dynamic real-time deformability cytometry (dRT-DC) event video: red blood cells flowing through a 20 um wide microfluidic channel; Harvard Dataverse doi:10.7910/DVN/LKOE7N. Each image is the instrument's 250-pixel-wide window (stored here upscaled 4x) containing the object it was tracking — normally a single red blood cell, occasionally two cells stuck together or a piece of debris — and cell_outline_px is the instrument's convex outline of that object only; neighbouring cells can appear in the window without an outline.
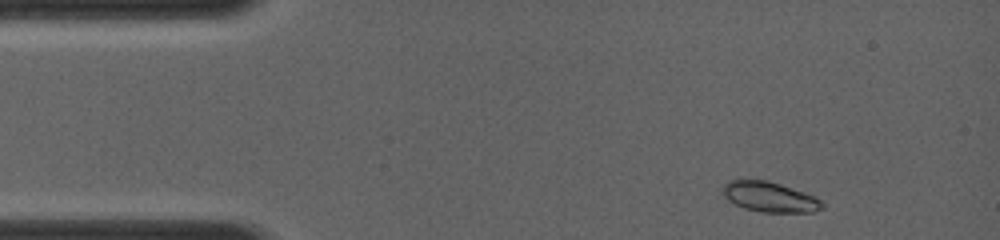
{"species": "common noctule bat (a hibernating species)", "species_latin": "Nyctalus noctula", "temperature_condition": "room temperature", "stored_images_in_passage": 25, "camera_frame_rate_fps": 4000, "um_per_image_px": 0.085, "animal": {"sex": "female", "body_mass_g": 19.0, "forearm_length_mm": 56.7}, "frame": {"image": 1, "passage_image": 1, "time_ms": 0.0, "image_size_px": [1000, 240], "cell_outline_px": [[824, 208], [812, 212], [760, 212], [744, 208], [728, 200], [724, 196], [720, 188], [728, 180], [768, 180], [816, 196], [824, 204]], "centroid_in_image_um": [65.41, 16.74], "position_along_channel_um": 19.6, "area_um2": 17.57}}
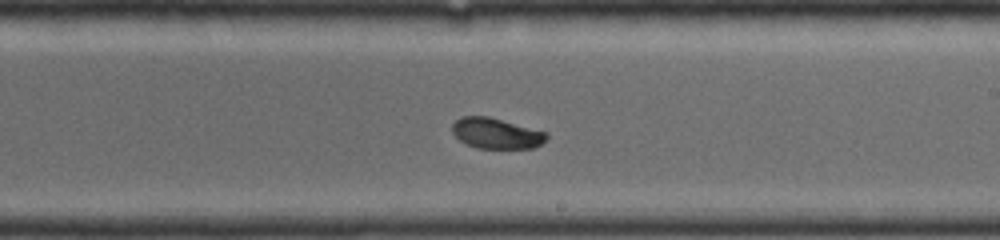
{"frame": {"image": 2, "passage_image": 16, "time_ms": 6.5, "image_size_px": [1000, 240], "cell_outline_px": [[548, 136], [540, 144], [532, 148], [476, 148], [464, 144], [452, 132], [452, 124], [460, 116], [488, 116], [548, 132]], "centroid_in_image_um": [42.15, 11.33], "position_along_channel_um": 246.8, "area_um2": 16.88}}
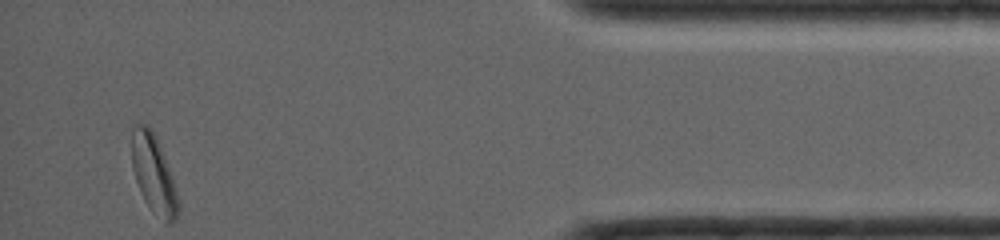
{"frame": {"image": 3, "passage_image": 25, "time_ms": 11.25, "image_size_px": [1000, 240], "cell_outline_px": [[180, 212], [176, 220], [168, 224], [164, 224], [152, 212], [144, 200], [140, 192], [132, 168], [132, 128], [136, 124], [148, 124], [156, 136], [172, 176], [180, 204]], "centroid_in_image_um": [13.08, 14.86], "position_along_channel_um": 422.1, "area_um2": 21.5}}